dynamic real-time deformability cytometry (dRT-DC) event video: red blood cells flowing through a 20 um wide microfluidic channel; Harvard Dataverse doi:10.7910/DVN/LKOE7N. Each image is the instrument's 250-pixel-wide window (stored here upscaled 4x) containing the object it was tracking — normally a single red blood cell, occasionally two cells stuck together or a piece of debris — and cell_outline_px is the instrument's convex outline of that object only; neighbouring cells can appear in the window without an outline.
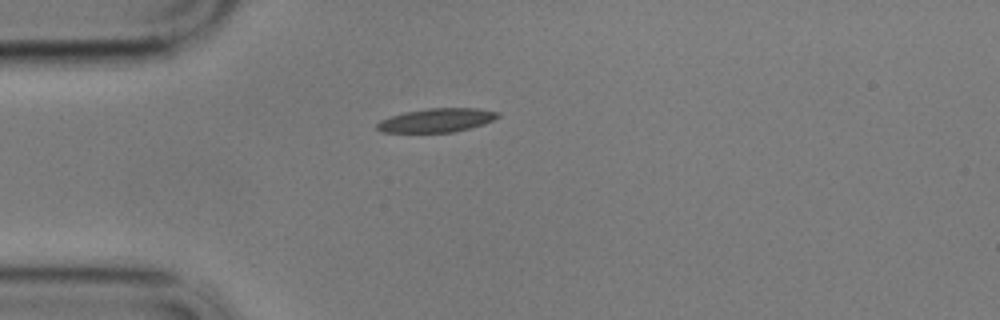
{"species": "common noctule bat (a hibernating species)", "species_latin": "Nyctalus noctula", "temperature_condition": "cold", "stored_images_in_passage": 44, "camera_frame_rate_fps": 3000, "um_per_image_px": 0.085, "animal": {"sex": "male", "body_mass_g": 17.9}, "frame": {"image": 1, "passage_image": 1, "time_ms": 0.0, "image_size_px": [1000, 320], "cell_outline_px": [[500, 116], [484, 124], [452, 132], [380, 132], [376, 128], [376, 124], [380, 120], [404, 112], [428, 108], [476, 108], [500, 112]], "centroid_in_image_um": [37.11, 10.21], "position_along_channel_um": 47.9, "area_um2": 16.65}}
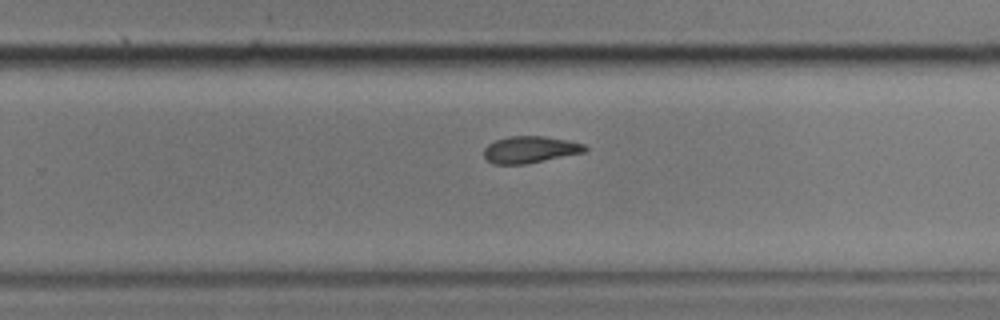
{"frame": {"image": 2, "passage_image": 23, "time_ms": 7.333, "image_size_px": [1000, 320], "cell_outline_px": [[588, 148], [584, 152], [524, 164], [492, 164], [484, 156], [484, 148], [488, 144], [496, 140], [508, 136], [544, 136], [568, 140], [584, 144]], "centroid_in_image_um": [45.04, 12.7], "position_along_channel_um": 284.8, "area_um2": 15.66}}
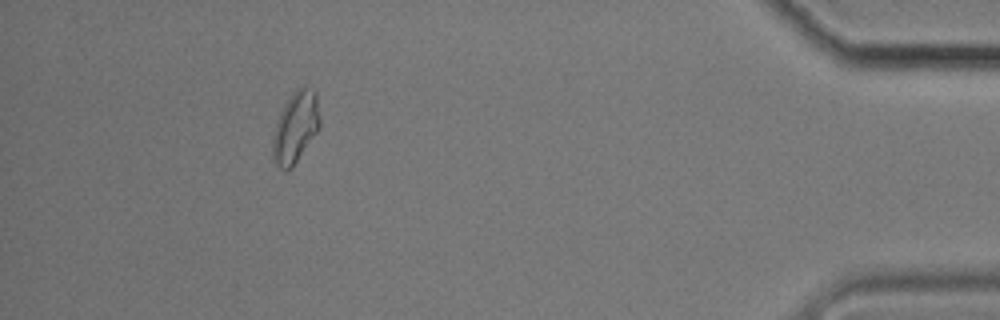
{"frame": {"image": 3, "passage_image": 39, "time_ms": 12.667, "image_size_px": [1000, 320], "cell_outline_px": [[320, 124], [316, 132], [292, 168], [280, 168], [272, 160], [272, 136], [280, 112], [284, 104], [292, 92], [300, 84], [304, 84], [316, 88], [320, 116]], "centroid_in_image_um": [25.12, 10.72], "position_along_channel_um": 410.1, "area_um2": 19.88}, "authors_computed_cell_mechanics": {"area_um2": 16.2418, "velocity_mm_per_s": 3.4123, "shape_relaxation_time_tau1_ms": 9.5726, "shape_relaxation_time_tau2_ms": 8.9113, "deformation_change_tau1": 0.2345, "deformation_change_tau2": 0.1539}}